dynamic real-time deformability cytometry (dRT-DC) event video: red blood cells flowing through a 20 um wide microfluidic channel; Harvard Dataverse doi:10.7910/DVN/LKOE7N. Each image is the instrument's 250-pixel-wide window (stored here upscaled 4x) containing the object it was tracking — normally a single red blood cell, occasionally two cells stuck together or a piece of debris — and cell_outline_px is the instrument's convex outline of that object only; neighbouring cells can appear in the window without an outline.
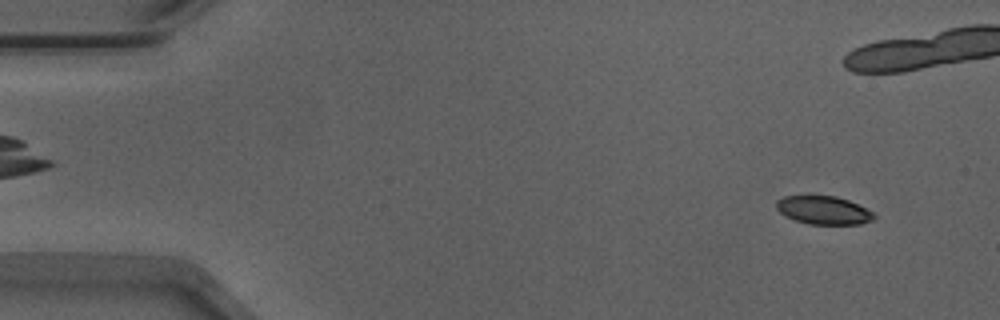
{"species": "Egyptian fruit bat (a non-hibernating species)", "species_latin": "Rousettus aegyptiacus", "temperature_condition": "warm", "stored_images_in_passage": 53, "camera_frame_rate_fps": 3000, "um_per_image_px": 0.085, "animal": {"sex": "male"}, "frame": {"image": 1, "passage_image": 4, "time_ms": 1.0, "image_size_px": [1000, 320], "cell_outline_px": [[876, 216], [872, 220], [860, 224], [808, 224], [796, 220], [780, 212], [776, 208], [776, 200], [784, 196], [836, 196], [848, 200], [876, 212]], "centroid_in_image_um": [70.04, 17.86], "position_along_channel_um": 15.0, "area_um2": 16.07}}
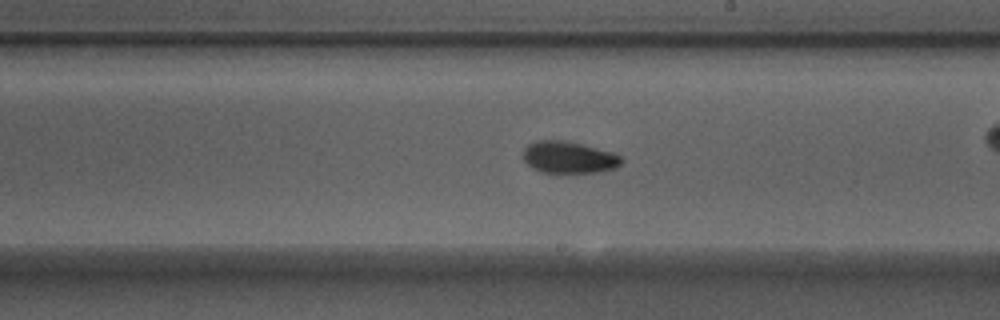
{"frame": {"image": 2, "passage_image": 30, "time_ms": 9.667, "image_size_px": [1000, 320], "cell_outline_px": [[624, 160], [616, 168], [596, 172], [540, 172], [532, 168], [520, 156], [524, 148], [528, 144], [536, 140], [560, 140], [580, 144], [612, 152], [620, 156]], "centroid_in_image_um": [48.3, 13.37], "position_along_channel_um": 240.7, "area_um2": 18.21}}
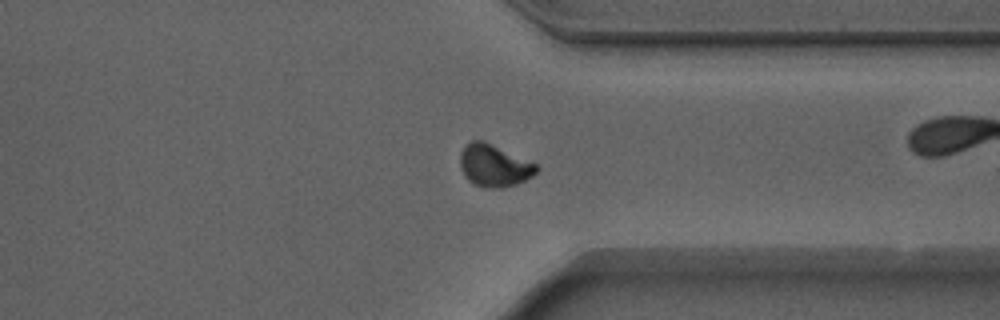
{"frame": {"image": 3, "passage_image": 40, "time_ms": 13.0, "image_size_px": [1000, 320], "cell_outline_px": [[540, 168], [532, 176], [516, 184], [500, 188], [484, 188], [468, 180], [464, 176], [460, 168], [460, 152], [464, 144], [472, 140], [484, 140], [536, 164]], "centroid_in_image_um": [41.96, 14.06], "position_along_channel_um": 369.4, "area_um2": 18.84}, "authors_computed_cell_mechanics": {"area_um2": 17.9758, "velocity_mm_per_s": 3.8949, "shape_relaxation_time_tau1_ms": 3.3936, "shape_relaxation_time_tau2_ms": 2.8426, "deformation_change_tau1": 0.1082, "deformation_change_tau2": 0.0637}}